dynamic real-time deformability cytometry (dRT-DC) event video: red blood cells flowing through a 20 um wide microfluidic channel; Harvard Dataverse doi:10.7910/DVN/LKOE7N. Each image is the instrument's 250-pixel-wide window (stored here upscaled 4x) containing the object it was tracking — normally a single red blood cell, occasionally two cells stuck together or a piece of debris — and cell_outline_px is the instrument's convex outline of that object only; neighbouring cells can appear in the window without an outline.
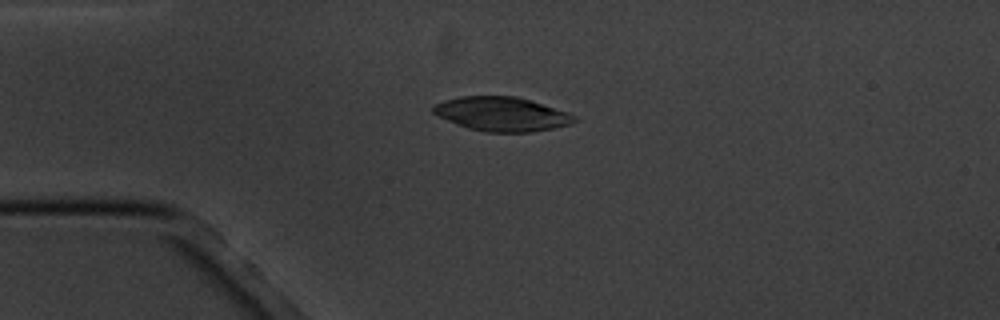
{"species": "common noctule bat (a hibernating species)", "species_latin": "Nyctalus noctula", "temperature_condition": "cold", "stored_images_in_passage": 4, "camera_frame_rate_fps": 3000, "um_per_image_px": 0.085, "animal": {"sex": "male", "body_mass_g": 20.1, "forearm_length_mm": 53.5}, "frame": {"image": 1, "passage_image": 3, "time_ms": 2.667, "image_size_px": [1000, 320], "cell_outline_px": [[580, 120], [572, 124], [532, 132], [484, 132], [468, 128], [436, 116], [432, 112], [432, 108], [436, 104], [444, 100], [460, 96], [516, 96], [568, 112], [576, 116]], "centroid_in_image_um": [42.66, 9.7], "position_along_channel_um": 42.3, "area_um2": 28.15}}